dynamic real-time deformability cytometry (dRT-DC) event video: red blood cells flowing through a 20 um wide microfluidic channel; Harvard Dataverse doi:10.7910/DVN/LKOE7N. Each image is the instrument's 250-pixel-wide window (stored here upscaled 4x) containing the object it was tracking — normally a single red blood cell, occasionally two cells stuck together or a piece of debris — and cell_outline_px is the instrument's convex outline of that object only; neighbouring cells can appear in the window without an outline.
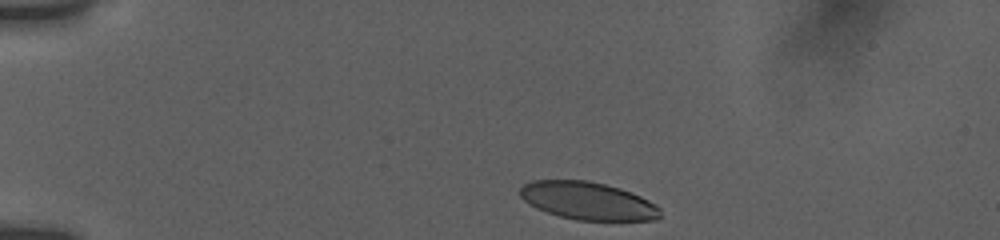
{"species": "human", "species_latin": "Homo sapiens", "temperature_condition": "room temperature", "stored_images_in_passage": 8, "camera_frame_rate_fps": 3000, "um_per_image_px": 0.085, "donor": {"sex": "female"}, "frame": {"image": 1, "passage_image": 1, "time_ms": 0.0, "image_size_px": [1000, 240], "cell_outline_px": [[660, 216], [656, 220], [576, 220], [560, 216], [536, 208], [528, 204], [520, 196], [520, 188], [524, 184], [532, 180], [588, 180], [620, 188], [640, 196], [656, 204], [660, 208]], "centroid_in_image_um": [49.96, 17.07], "position_along_channel_um": 35.0, "area_um2": 30.81}}
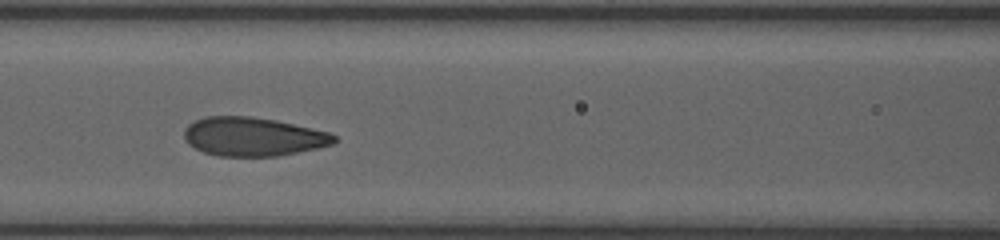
{"frame": {"image": 2, "passage_image": 6, "time_ms": 4.667, "image_size_px": [1000, 240], "cell_outline_px": [[336, 140], [332, 144], [316, 148], [276, 156], [216, 156], [204, 152], [188, 144], [184, 140], [184, 128], [188, 124], [204, 116], [252, 116], [276, 120], [328, 132], [336, 136]], "centroid_in_image_um": [21.45, 11.61], "position_along_channel_um": 145.1, "area_um2": 33.81}}
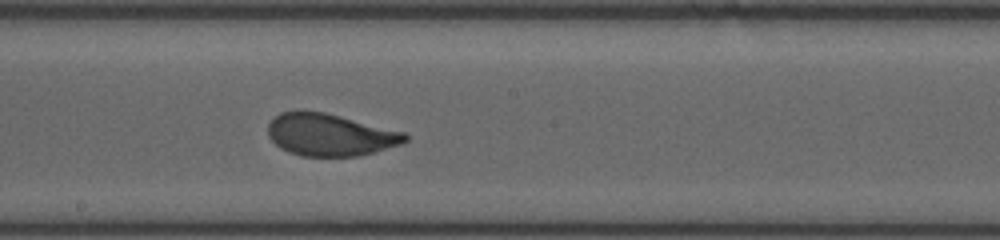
{"frame": {"image": 3, "passage_image": 8, "time_ms": 6.667, "image_size_px": [1000, 240], "cell_outline_px": [[408, 140], [400, 144], [372, 152], [356, 156], [300, 156], [288, 152], [280, 148], [268, 136], [268, 124], [280, 112], [296, 108], [324, 112], [404, 132], [408, 136]], "centroid_in_image_um": [27.98, 11.43], "position_along_channel_um": 220.2, "area_um2": 33.81}}